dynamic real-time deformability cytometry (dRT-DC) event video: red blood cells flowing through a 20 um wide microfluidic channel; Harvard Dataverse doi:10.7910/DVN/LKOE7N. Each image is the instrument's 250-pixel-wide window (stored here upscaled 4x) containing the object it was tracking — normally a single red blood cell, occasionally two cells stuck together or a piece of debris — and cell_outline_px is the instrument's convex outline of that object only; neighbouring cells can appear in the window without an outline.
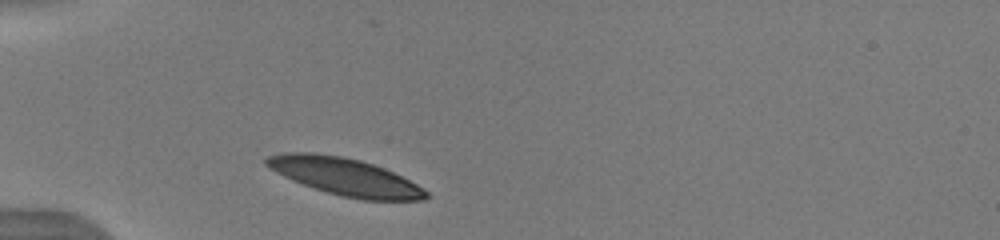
{"species": "human", "species_latin": "Homo sapiens", "temperature_condition": "warm", "stored_images_in_passage": 29, "camera_frame_rate_fps": 3000, "um_per_image_px": 0.085, "donor": {"sex": "male"}, "frame": {"image": 1, "passage_image": 1, "time_ms": 0.0, "image_size_px": [1000, 240], "cell_outline_px": [[428, 200], [364, 200], [340, 196], [292, 180], [268, 168], [264, 164], [264, 160], [268, 156], [284, 152], [312, 152], [340, 156], [360, 160], [384, 168], [416, 184], [428, 192]], "centroid_in_image_um": [29.3, 15.01], "position_along_channel_um": 55.7, "area_um2": 34.45}}
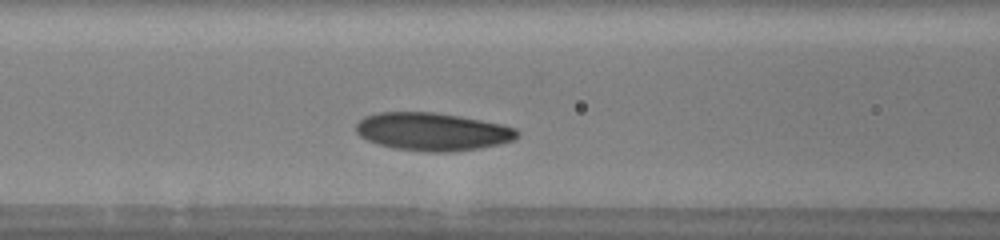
{"frame": {"image": 2, "passage_image": 8, "time_ms": 2.333, "image_size_px": [1000, 240], "cell_outline_px": [[520, 136], [516, 140], [500, 144], [480, 148], [452, 152], [428, 152], [392, 148], [368, 140], [360, 136], [356, 132], [356, 124], [364, 116], [376, 112], [436, 112], [460, 116], [504, 124], [516, 128], [520, 132]], "centroid_in_image_um": [36.81, 11.19], "position_along_channel_um": 129.8, "area_um2": 36.07}}
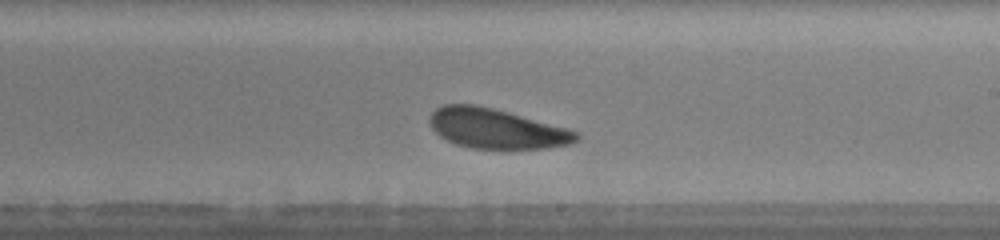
{"frame": {"image": 3, "passage_image": 17, "time_ms": 5.333, "image_size_px": [1000, 240], "cell_outline_px": [[580, 140], [572, 144], [548, 148], [472, 148], [456, 144], [440, 136], [432, 128], [428, 120], [432, 112], [436, 108], [444, 104], [472, 104], [492, 108], [568, 128], [576, 132], [580, 136]], "centroid_in_image_um": [42.2, 10.93], "position_along_channel_um": 246.8, "area_um2": 33.87}, "authors_computed_cell_mechanics": {"area_um2": 34.8534, "velocity_mm_per_s": 3.903, "shape_relaxation_time_tau1_ms": 1.4111, "shape_relaxation_time_tau2_ms": 9.0907, "deformation_change_tau1": 0.0929, "deformation_change_tau2": 0.2285}}